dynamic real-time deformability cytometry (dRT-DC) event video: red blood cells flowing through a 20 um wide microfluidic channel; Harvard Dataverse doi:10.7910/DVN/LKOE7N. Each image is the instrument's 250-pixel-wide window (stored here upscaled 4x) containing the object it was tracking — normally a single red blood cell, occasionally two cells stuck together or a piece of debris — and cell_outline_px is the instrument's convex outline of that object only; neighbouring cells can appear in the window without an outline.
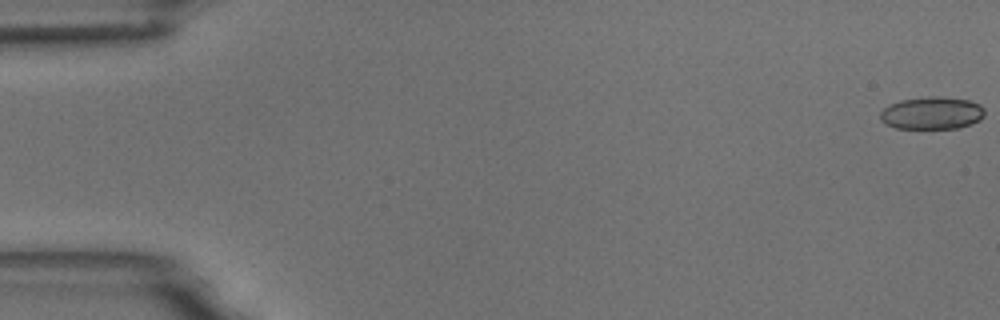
{"species": "common noctule bat (a hibernating species)", "species_latin": "Nyctalus noctula", "temperature_condition": "room temperature", "stored_images_in_passage": 10, "camera_frame_rate_fps": 3000, "um_per_image_px": 0.085, "animal": {"sex": "male", "body_mass_g": 18.8}, "frame": {"image": 1, "passage_image": 1, "time_ms": 0.0, "image_size_px": [1000, 320], "cell_outline_px": [[984, 116], [980, 120], [972, 124], [960, 128], [896, 128], [884, 124], [880, 120], [880, 112], [888, 104], [900, 100], [932, 96], [940, 96], [968, 100], [980, 104], [984, 108]], "centroid_in_image_um": [79.2, 9.61], "position_along_channel_um": 5.8, "area_um2": 20.0}}
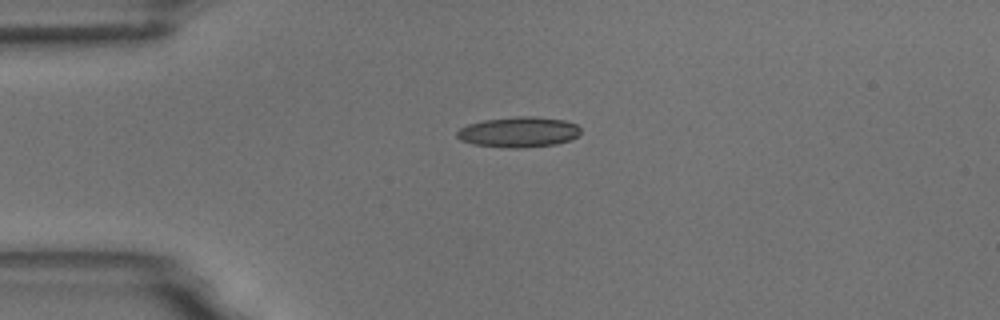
{"frame": {"image": 2, "passage_image": 4, "time_ms": 4.333, "image_size_px": [1000, 320], "cell_outline_px": [[580, 132], [572, 140], [556, 144], [520, 148], [508, 148], [472, 144], [460, 140], [456, 136], [456, 132], [460, 128], [468, 124], [484, 120], [516, 116], [532, 116], [564, 120], [576, 124], [580, 128]], "centroid_in_image_um": [44.07, 11.23], "position_along_channel_um": 40.9, "area_um2": 22.02}}
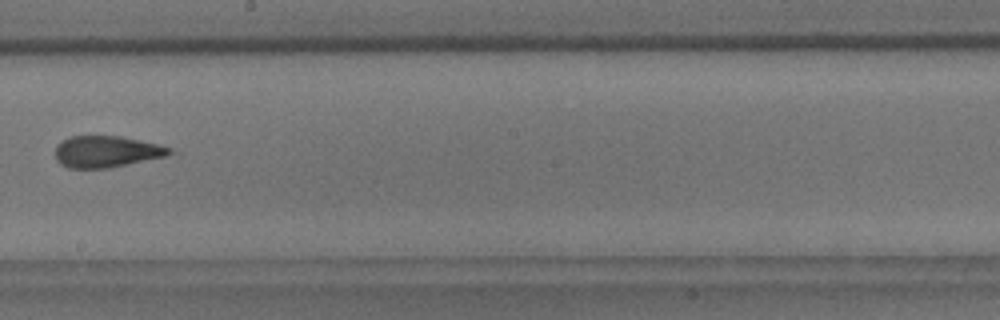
{"frame": {"image": 3, "passage_image": 9, "time_ms": 10.333, "image_size_px": [1000, 320], "cell_outline_px": [[180, 152], [164, 156], [108, 168], [68, 168], [60, 164], [56, 160], [56, 144], [72, 136], [120, 136], [160, 144], [172, 148]], "centroid_in_image_um": [9.09, 12.88], "position_along_channel_um": 239.1, "area_um2": 21.04}}